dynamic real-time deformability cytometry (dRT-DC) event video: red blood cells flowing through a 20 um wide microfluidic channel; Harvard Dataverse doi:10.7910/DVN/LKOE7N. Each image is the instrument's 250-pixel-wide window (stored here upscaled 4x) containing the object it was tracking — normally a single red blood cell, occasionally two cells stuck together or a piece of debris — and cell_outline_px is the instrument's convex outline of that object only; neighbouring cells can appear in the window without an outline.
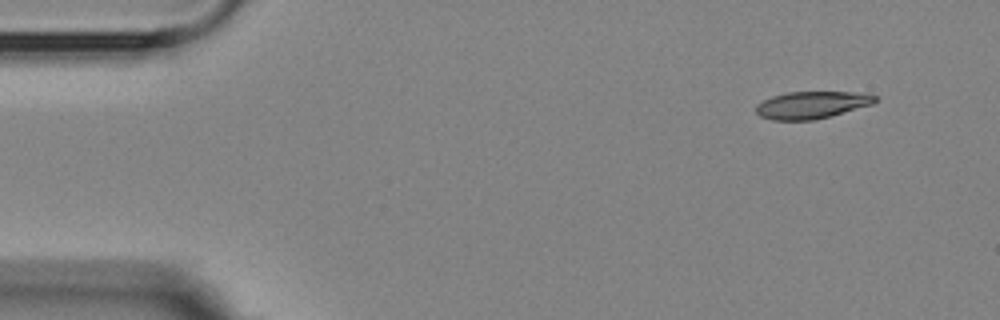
{"species": "Egyptian fruit bat (a non-hibernating species)", "species_latin": "Rousettus aegyptiacus", "temperature_condition": "room temperature", "stored_images_in_passage": 6, "camera_frame_rate_fps": 3000, "um_per_image_px": 0.085, "animal": {"sex": "female"}, "frame": {"image": 1, "passage_image": 1, "time_ms": 0.0, "image_size_px": [1000, 320], "cell_outline_px": [[876, 100], [872, 104], [832, 116], [816, 120], [772, 120], [760, 116], [756, 112], [756, 104], [772, 96], [788, 92], [852, 92], [876, 96]], "centroid_in_image_um": [68.96, 8.93], "position_along_channel_um": 16.0, "area_um2": 18.79}}
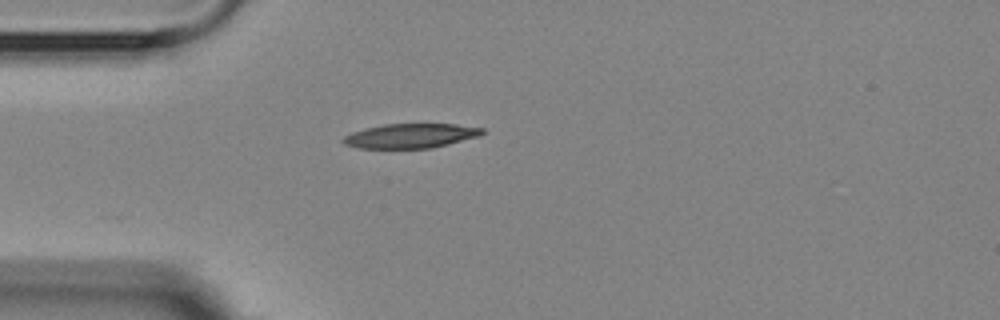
{"frame": {"image": 2, "passage_image": 4, "time_ms": 3.333, "image_size_px": [1000, 320], "cell_outline_px": [[484, 132], [480, 136], [432, 148], [360, 148], [344, 144], [340, 140], [344, 136], [352, 132], [364, 128], [384, 124], [456, 124], [484, 128]], "centroid_in_image_um": [34.89, 11.54], "position_along_channel_um": 50.1, "area_um2": 19.88}}
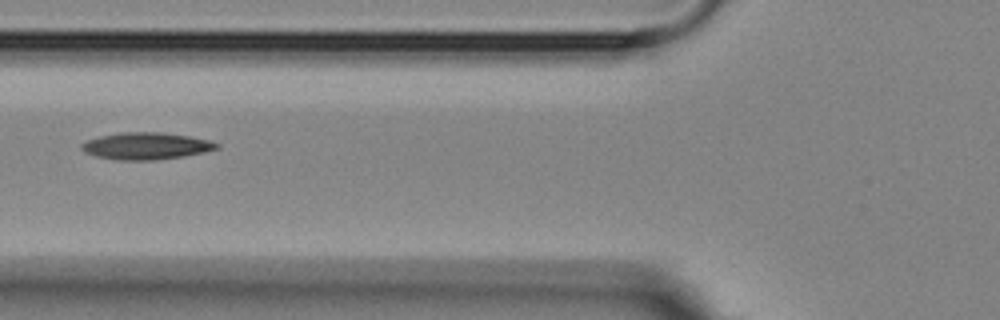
{"frame": {"image": 3, "passage_image": 6, "time_ms": 5.333, "image_size_px": [1000, 320], "cell_outline_px": [[220, 148], [204, 152], [184, 156], [156, 160], [116, 160], [96, 156], [84, 152], [80, 148], [80, 144], [88, 140], [100, 136], [120, 132], [164, 132], [192, 136], [208, 140], [220, 144]], "centroid_in_image_um": [12.43, 12.4], "position_along_channel_um": 113.4, "area_um2": 21.44}}